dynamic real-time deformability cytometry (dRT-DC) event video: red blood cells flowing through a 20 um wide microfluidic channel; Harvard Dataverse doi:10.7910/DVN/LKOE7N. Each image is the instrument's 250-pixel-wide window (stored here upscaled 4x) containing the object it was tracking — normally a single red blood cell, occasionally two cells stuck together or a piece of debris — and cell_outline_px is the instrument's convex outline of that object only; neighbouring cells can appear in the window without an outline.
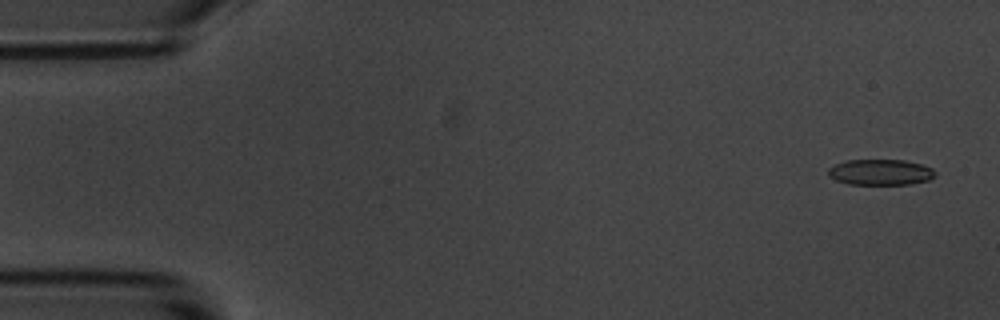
{"species": "common noctule bat (a hibernating species)", "species_latin": "Nyctalus noctula", "temperature_condition": "room temperature", "stored_images_in_passage": 2, "segment_of_instrument_passage": [2, 2], "camera_frame_rate_fps": 3000, "um_per_image_px": 0.085, "animal": {"sex": "male", "body_mass_g": 20.1, "forearm_length_mm": 53.5}, "frame": {"image": 1, "passage_image": 2, "time_ms": 1.333, "image_size_px": [1000, 320], "cell_outline_px": [[936, 176], [928, 180], [908, 184], [848, 184], [836, 180], [828, 176], [828, 168], [844, 160], [904, 160], [920, 164], [932, 168], [936, 172]], "centroid_in_image_um": [74.82, 14.63], "position_along_channel_um": 10.2, "area_um2": 16.07}}